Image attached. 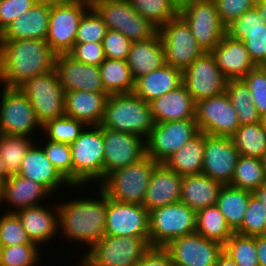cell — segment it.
Instances as JSON below:
<instances>
[{"mask_svg": "<svg viewBox=\"0 0 266 266\" xmlns=\"http://www.w3.org/2000/svg\"><path fill=\"white\" fill-rule=\"evenodd\" d=\"M107 92L74 90L65 92V115L82 121L87 126H99L105 110Z\"/></svg>", "mask_w": 266, "mask_h": 266, "instance_id": "cell-30", "label": "cell"}, {"mask_svg": "<svg viewBox=\"0 0 266 266\" xmlns=\"http://www.w3.org/2000/svg\"><path fill=\"white\" fill-rule=\"evenodd\" d=\"M180 10L184 5L192 2L193 0H170Z\"/></svg>", "mask_w": 266, "mask_h": 266, "instance_id": "cell-61", "label": "cell"}, {"mask_svg": "<svg viewBox=\"0 0 266 266\" xmlns=\"http://www.w3.org/2000/svg\"><path fill=\"white\" fill-rule=\"evenodd\" d=\"M107 30L103 19L91 6L80 20L75 43L102 42Z\"/></svg>", "mask_w": 266, "mask_h": 266, "instance_id": "cell-47", "label": "cell"}, {"mask_svg": "<svg viewBox=\"0 0 266 266\" xmlns=\"http://www.w3.org/2000/svg\"><path fill=\"white\" fill-rule=\"evenodd\" d=\"M242 80L250 90L252 103L266 120V71L256 66Z\"/></svg>", "mask_w": 266, "mask_h": 266, "instance_id": "cell-50", "label": "cell"}, {"mask_svg": "<svg viewBox=\"0 0 266 266\" xmlns=\"http://www.w3.org/2000/svg\"><path fill=\"white\" fill-rule=\"evenodd\" d=\"M158 33L164 45L165 63L182 72L204 53L180 15L163 24Z\"/></svg>", "mask_w": 266, "mask_h": 266, "instance_id": "cell-14", "label": "cell"}, {"mask_svg": "<svg viewBox=\"0 0 266 266\" xmlns=\"http://www.w3.org/2000/svg\"><path fill=\"white\" fill-rule=\"evenodd\" d=\"M52 195L44 186L20 175H11L3 182L2 197L0 204L7 202L6 213H16L22 209L39 205ZM44 199V200H43ZM5 202V203H4Z\"/></svg>", "mask_w": 266, "mask_h": 266, "instance_id": "cell-26", "label": "cell"}, {"mask_svg": "<svg viewBox=\"0 0 266 266\" xmlns=\"http://www.w3.org/2000/svg\"><path fill=\"white\" fill-rule=\"evenodd\" d=\"M226 34L244 42L253 62L260 66L266 60V24L256 7L243 13L226 28Z\"/></svg>", "mask_w": 266, "mask_h": 266, "instance_id": "cell-22", "label": "cell"}, {"mask_svg": "<svg viewBox=\"0 0 266 266\" xmlns=\"http://www.w3.org/2000/svg\"><path fill=\"white\" fill-rule=\"evenodd\" d=\"M255 7L259 12L264 24H266V0H257Z\"/></svg>", "mask_w": 266, "mask_h": 266, "instance_id": "cell-59", "label": "cell"}, {"mask_svg": "<svg viewBox=\"0 0 266 266\" xmlns=\"http://www.w3.org/2000/svg\"><path fill=\"white\" fill-rule=\"evenodd\" d=\"M216 64L228 80L243 79L257 65L253 62L241 40L225 34L211 51Z\"/></svg>", "mask_w": 266, "mask_h": 266, "instance_id": "cell-24", "label": "cell"}, {"mask_svg": "<svg viewBox=\"0 0 266 266\" xmlns=\"http://www.w3.org/2000/svg\"><path fill=\"white\" fill-rule=\"evenodd\" d=\"M99 69L104 90L109 95L134 92L135 80L126 60L106 58Z\"/></svg>", "mask_w": 266, "mask_h": 266, "instance_id": "cell-36", "label": "cell"}, {"mask_svg": "<svg viewBox=\"0 0 266 266\" xmlns=\"http://www.w3.org/2000/svg\"><path fill=\"white\" fill-rule=\"evenodd\" d=\"M195 121L199 132L210 136L232 137L240 127L226 92L197 101Z\"/></svg>", "mask_w": 266, "mask_h": 266, "instance_id": "cell-15", "label": "cell"}, {"mask_svg": "<svg viewBox=\"0 0 266 266\" xmlns=\"http://www.w3.org/2000/svg\"><path fill=\"white\" fill-rule=\"evenodd\" d=\"M182 84V71L168 64L138 78L135 81L134 93L150 103Z\"/></svg>", "mask_w": 266, "mask_h": 266, "instance_id": "cell-33", "label": "cell"}, {"mask_svg": "<svg viewBox=\"0 0 266 266\" xmlns=\"http://www.w3.org/2000/svg\"><path fill=\"white\" fill-rule=\"evenodd\" d=\"M36 142L37 140L26 152L18 175L41 184L51 194L58 193L56 190L64 184L72 188L48 160L41 145Z\"/></svg>", "mask_w": 266, "mask_h": 266, "instance_id": "cell-25", "label": "cell"}, {"mask_svg": "<svg viewBox=\"0 0 266 266\" xmlns=\"http://www.w3.org/2000/svg\"><path fill=\"white\" fill-rule=\"evenodd\" d=\"M223 184L203 173L183 176L181 183L180 202L194 211L214 206Z\"/></svg>", "mask_w": 266, "mask_h": 266, "instance_id": "cell-32", "label": "cell"}, {"mask_svg": "<svg viewBox=\"0 0 266 266\" xmlns=\"http://www.w3.org/2000/svg\"><path fill=\"white\" fill-rule=\"evenodd\" d=\"M56 56L46 40H0V84L19 88L27 80L54 70Z\"/></svg>", "mask_w": 266, "mask_h": 266, "instance_id": "cell-1", "label": "cell"}, {"mask_svg": "<svg viewBox=\"0 0 266 266\" xmlns=\"http://www.w3.org/2000/svg\"><path fill=\"white\" fill-rule=\"evenodd\" d=\"M204 145L205 133L199 132L164 164L182 177L200 174L204 160Z\"/></svg>", "mask_w": 266, "mask_h": 266, "instance_id": "cell-34", "label": "cell"}, {"mask_svg": "<svg viewBox=\"0 0 266 266\" xmlns=\"http://www.w3.org/2000/svg\"><path fill=\"white\" fill-rule=\"evenodd\" d=\"M182 176L158 163L151 174L143 206L150 212L159 207L180 202Z\"/></svg>", "mask_w": 266, "mask_h": 266, "instance_id": "cell-23", "label": "cell"}, {"mask_svg": "<svg viewBox=\"0 0 266 266\" xmlns=\"http://www.w3.org/2000/svg\"><path fill=\"white\" fill-rule=\"evenodd\" d=\"M37 2L38 0H2L0 2V34Z\"/></svg>", "mask_w": 266, "mask_h": 266, "instance_id": "cell-54", "label": "cell"}, {"mask_svg": "<svg viewBox=\"0 0 266 266\" xmlns=\"http://www.w3.org/2000/svg\"><path fill=\"white\" fill-rule=\"evenodd\" d=\"M245 236L266 235V210L256 196H250L241 227L236 231Z\"/></svg>", "mask_w": 266, "mask_h": 266, "instance_id": "cell-48", "label": "cell"}, {"mask_svg": "<svg viewBox=\"0 0 266 266\" xmlns=\"http://www.w3.org/2000/svg\"><path fill=\"white\" fill-rule=\"evenodd\" d=\"M86 127L82 121L64 115L47 121L42 125V131L47 140L71 145Z\"/></svg>", "mask_w": 266, "mask_h": 266, "instance_id": "cell-44", "label": "cell"}, {"mask_svg": "<svg viewBox=\"0 0 266 266\" xmlns=\"http://www.w3.org/2000/svg\"><path fill=\"white\" fill-rule=\"evenodd\" d=\"M33 144L32 137L0 134V157L7 166V178L19 173L23 158Z\"/></svg>", "mask_w": 266, "mask_h": 266, "instance_id": "cell-41", "label": "cell"}, {"mask_svg": "<svg viewBox=\"0 0 266 266\" xmlns=\"http://www.w3.org/2000/svg\"><path fill=\"white\" fill-rule=\"evenodd\" d=\"M196 233L222 245L233 235L224 215L214 205L196 212Z\"/></svg>", "mask_w": 266, "mask_h": 266, "instance_id": "cell-38", "label": "cell"}, {"mask_svg": "<svg viewBox=\"0 0 266 266\" xmlns=\"http://www.w3.org/2000/svg\"><path fill=\"white\" fill-rule=\"evenodd\" d=\"M55 70L65 92L74 90L106 92L99 66L84 64L68 53H60L56 56Z\"/></svg>", "mask_w": 266, "mask_h": 266, "instance_id": "cell-21", "label": "cell"}, {"mask_svg": "<svg viewBox=\"0 0 266 266\" xmlns=\"http://www.w3.org/2000/svg\"><path fill=\"white\" fill-rule=\"evenodd\" d=\"M154 124L150 104L134 92L108 95L101 127L136 134L146 140Z\"/></svg>", "mask_w": 266, "mask_h": 266, "instance_id": "cell-3", "label": "cell"}, {"mask_svg": "<svg viewBox=\"0 0 266 266\" xmlns=\"http://www.w3.org/2000/svg\"><path fill=\"white\" fill-rule=\"evenodd\" d=\"M90 7V0L50 3L46 41L56 54L68 53L73 48L80 20Z\"/></svg>", "mask_w": 266, "mask_h": 266, "instance_id": "cell-8", "label": "cell"}, {"mask_svg": "<svg viewBox=\"0 0 266 266\" xmlns=\"http://www.w3.org/2000/svg\"><path fill=\"white\" fill-rule=\"evenodd\" d=\"M0 179L4 182L7 179V166L0 157Z\"/></svg>", "mask_w": 266, "mask_h": 266, "instance_id": "cell-60", "label": "cell"}, {"mask_svg": "<svg viewBox=\"0 0 266 266\" xmlns=\"http://www.w3.org/2000/svg\"><path fill=\"white\" fill-rule=\"evenodd\" d=\"M239 156L231 137L205 134L202 173L223 185L230 184Z\"/></svg>", "mask_w": 266, "mask_h": 266, "instance_id": "cell-20", "label": "cell"}, {"mask_svg": "<svg viewBox=\"0 0 266 266\" xmlns=\"http://www.w3.org/2000/svg\"><path fill=\"white\" fill-rule=\"evenodd\" d=\"M215 266H238L226 253H222Z\"/></svg>", "mask_w": 266, "mask_h": 266, "instance_id": "cell-58", "label": "cell"}, {"mask_svg": "<svg viewBox=\"0 0 266 266\" xmlns=\"http://www.w3.org/2000/svg\"><path fill=\"white\" fill-rule=\"evenodd\" d=\"M223 252L238 266H259L256 236H245L234 232L223 245Z\"/></svg>", "mask_w": 266, "mask_h": 266, "instance_id": "cell-43", "label": "cell"}, {"mask_svg": "<svg viewBox=\"0 0 266 266\" xmlns=\"http://www.w3.org/2000/svg\"><path fill=\"white\" fill-rule=\"evenodd\" d=\"M126 62L135 81L166 64L164 45L159 33L148 40L132 42Z\"/></svg>", "mask_w": 266, "mask_h": 266, "instance_id": "cell-31", "label": "cell"}, {"mask_svg": "<svg viewBox=\"0 0 266 266\" xmlns=\"http://www.w3.org/2000/svg\"><path fill=\"white\" fill-rule=\"evenodd\" d=\"M204 52H211L226 34L214 0H193L179 10Z\"/></svg>", "mask_w": 266, "mask_h": 266, "instance_id": "cell-13", "label": "cell"}, {"mask_svg": "<svg viewBox=\"0 0 266 266\" xmlns=\"http://www.w3.org/2000/svg\"><path fill=\"white\" fill-rule=\"evenodd\" d=\"M132 42L122 33L108 29L102 41L104 54L109 59L126 60L130 52Z\"/></svg>", "mask_w": 266, "mask_h": 266, "instance_id": "cell-52", "label": "cell"}, {"mask_svg": "<svg viewBox=\"0 0 266 266\" xmlns=\"http://www.w3.org/2000/svg\"><path fill=\"white\" fill-rule=\"evenodd\" d=\"M98 190L100 200L81 197L57 205L61 234L90 248L105 236L107 196Z\"/></svg>", "mask_w": 266, "mask_h": 266, "instance_id": "cell-2", "label": "cell"}, {"mask_svg": "<svg viewBox=\"0 0 266 266\" xmlns=\"http://www.w3.org/2000/svg\"><path fill=\"white\" fill-rule=\"evenodd\" d=\"M19 89L27 96L42 125L65 115V91L55 69L27 80Z\"/></svg>", "mask_w": 266, "mask_h": 266, "instance_id": "cell-10", "label": "cell"}, {"mask_svg": "<svg viewBox=\"0 0 266 266\" xmlns=\"http://www.w3.org/2000/svg\"><path fill=\"white\" fill-rule=\"evenodd\" d=\"M105 235L149 239V211L143 205L107 197Z\"/></svg>", "mask_w": 266, "mask_h": 266, "instance_id": "cell-17", "label": "cell"}, {"mask_svg": "<svg viewBox=\"0 0 266 266\" xmlns=\"http://www.w3.org/2000/svg\"><path fill=\"white\" fill-rule=\"evenodd\" d=\"M73 164V189L104 179V141L102 127L87 126L70 145ZM96 180V181H94Z\"/></svg>", "mask_w": 266, "mask_h": 266, "instance_id": "cell-4", "label": "cell"}, {"mask_svg": "<svg viewBox=\"0 0 266 266\" xmlns=\"http://www.w3.org/2000/svg\"><path fill=\"white\" fill-rule=\"evenodd\" d=\"M136 266H174L164 247H151Z\"/></svg>", "mask_w": 266, "mask_h": 266, "instance_id": "cell-55", "label": "cell"}, {"mask_svg": "<svg viewBox=\"0 0 266 266\" xmlns=\"http://www.w3.org/2000/svg\"><path fill=\"white\" fill-rule=\"evenodd\" d=\"M252 194L250 191L229 184L222 186L216 206L233 232L241 227Z\"/></svg>", "mask_w": 266, "mask_h": 266, "instance_id": "cell-35", "label": "cell"}, {"mask_svg": "<svg viewBox=\"0 0 266 266\" xmlns=\"http://www.w3.org/2000/svg\"><path fill=\"white\" fill-rule=\"evenodd\" d=\"M259 266H266V235L256 236Z\"/></svg>", "mask_w": 266, "mask_h": 266, "instance_id": "cell-56", "label": "cell"}, {"mask_svg": "<svg viewBox=\"0 0 266 266\" xmlns=\"http://www.w3.org/2000/svg\"><path fill=\"white\" fill-rule=\"evenodd\" d=\"M176 266H215L223 245L198 233L171 240L164 247Z\"/></svg>", "mask_w": 266, "mask_h": 266, "instance_id": "cell-18", "label": "cell"}, {"mask_svg": "<svg viewBox=\"0 0 266 266\" xmlns=\"http://www.w3.org/2000/svg\"><path fill=\"white\" fill-rule=\"evenodd\" d=\"M151 247L149 239L105 235L78 262L79 266H136Z\"/></svg>", "mask_w": 266, "mask_h": 266, "instance_id": "cell-6", "label": "cell"}, {"mask_svg": "<svg viewBox=\"0 0 266 266\" xmlns=\"http://www.w3.org/2000/svg\"><path fill=\"white\" fill-rule=\"evenodd\" d=\"M253 195L257 197L261 204L264 205L266 210V184L260 185L254 192Z\"/></svg>", "mask_w": 266, "mask_h": 266, "instance_id": "cell-57", "label": "cell"}, {"mask_svg": "<svg viewBox=\"0 0 266 266\" xmlns=\"http://www.w3.org/2000/svg\"><path fill=\"white\" fill-rule=\"evenodd\" d=\"M225 92L232 103L240 125L265 121L252 103L250 90L242 79L228 80Z\"/></svg>", "mask_w": 266, "mask_h": 266, "instance_id": "cell-39", "label": "cell"}, {"mask_svg": "<svg viewBox=\"0 0 266 266\" xmlns=\"http://www.w3.org/2000/svg\"><path fill=\"white\" fill-rule=\"evenodd\" d=\"M68 54L77 61L95 66L106 59L102 42L75 43Z\"/></svg>", "mask_w": 266, "mask_h": 266, "instance_id": "cell-53", "label": "cell"}, {"mask_svg": "<svg viewBox=\"0 0 266 266\" xmlns=\"http://www.w3.org/2000/svg\"><path fill=\"white\" fill-rule=\"evenodd\" d=\"M260 66L266 71V60Z\"/></svg>", "mask_w": 266, "mask_h": 266, "instance_id": "cell-65", "label": "cell"}, {"mask_svg": "<svg viewBox=\"0 0 266 266\" xmlns=\"http://www.w3.org/2000/svg\"><path fill=\"white\" fill-rule=\"evenodd\" d=\"M198 133L195 119L155 123L145 140L146 155L164 163Z\"/></svg>", "mask_w": 266, "mask_h": 266, "instance_id": "cell-12", "label": "cell"}, {"mask_svg": "<svg viewBox=\"0 0 266 266\" xmlns=\"http://www.w3.org/2000/svg\"><path fill=\"white\" fill-rule=\"evenodd\" d=\"M128 2L157 29L179 15V9L170 0H128Z\"/></svg>", "mask_w": 266, "mask_h": 266, "instance_id": "cell-42", "label": "cell"}, {"mask_svg": "<svg viewBox=\"0 0 266 266\" xmlns=\"http://www.w3.org/2000/svg\"><path fill=\"white\" fill-rule=\"evenodd\" d=\"M41 146L46 153L48 160L58 173L73 187V164L71 146L52 140H46Z\"/></svg>", "mask_w": 266, "mask_h": 266, "instance_id": "cell-46", "label": "cell"}, {"mask_svg": "<svg viewBox=\"0 0 266 266\" xmlns=\"http://www.w3.org/2000/svg\"><path fill=\"white\" fill-rule=\"evenodd\" d=\"M40 249L37 244L0 247V266H38Z\"/></svg>", "mask_w": 266, "mask_h": 266, "instance_id": "cell-45", "label": "cell"}, {"mask_svg": "<svg viewBox=\"0 0 266 266\" xmlns=\"http://www.w3.org/2000/svg\"><path fill=\"white\" fill-rule=\"evenodd\" d=\"M221 23L227 28L243 13L255 7L257 0H214Z\"/></svg>", "mask_w": 266, "mask_h": 266, "instance_id": "cell-51", "label": "cell"}, {"mask_svg": "<svg viewBox=\"0 0 266 266\" xmlns=\"http://www.w3.org/2000/svg\"><path fill=\"white\" fill-rule=\"evenodd\" d=\"M157 164L145 155L139 161L107 175L98 187L112 200L142 205L151 174Z\"/></svg>", "mask_w": 266, "mask_h": 266, "instance_id": "cell-5", "label": "cell"}, {"mask_svg": "<svg viewBox=\"0 0 266 266\" xmlns=\"http://www.w3.org/2000/svg\"><path fill=\"white\" fill-rule=\"evenodd\" d=\"M262 164H263V169L265 171V176H266V154L261 158Z\"/></svg>", "mask_w": 266, "mask_h": 266, "instance_id": "cell-62", "label": "cell"}, {"mask_svg": "<svg viewBox=\"0 0 266 266\" xmlns=\"http://www.w3.org/2000/svg\"><path fill=\"white\" fill-rule=\"evenodd\" d=\"M38 1L56 3V2H63V1H69V0H38Z\"/></svg>", "mask_w": 266, "mask_h": 266, "instance_id": "cell-63", "label": "cell"}, {"mask_svg": "<svg viewBox=\"0 0 266 266\" xmlns=\"http://www.w3.org/2000/svg\"><path fill=\"white\" fill-rule=\"evenodd\" d=\"M31 206L15 214L20 219L24 230L32 243L40 245L47 244L59 233L57 205L52 209L43 205Z\"/></svg>", "mask_w": 266, "mask_h": 266, "instance_id": "cell-27", "label": "cell"}, {"mask_svg": "<svg viewBox=\"0 0 266 266\" xmlns=\"http://www.w3.org/2000/svg\"><path fill=\"white\" fill-rule=\"evenodd\" d=\"M227 82L211 52H204L182 72V83L195 102L224 93Z\"/></svg>", "mask_w": 266, "mask_h": 266, "instance_id": "cell-16", "label": "cell"}, {"mask_svg": "<svg viewBox=\"0 0 266 266\" xmlns=\"http://www.w3.org/2000/svg\"><path fill=\"white\" fill-rule=\"evenodd\" d=\"M32 243L15 213L0 216V247Z\"/></svg>", "mask_w": 266, "mask_h": 266, "instance_id": "cell-49", "label": "cell"}, {"mask_svg": "<svg viewBox=\"0 0 266 266\" xmlns=\"http://www.w3.org/2000/svg\"><path fill=\"white\" fill-rule=\"evenodd\" d=\"M2 188H3V181L0 179V201H1V197H2ZM2 205H0L1 207Z\"/></svg>", "mask_w": 266, "mask_h": 266, "instance_id": "cell-64", "label": "cell"}, {"mask_svg": "<svg viewBox=\"0 0 266 266\" xmlns=\"http://www.w3.org/2000/svg\"><path fill=\"white\" fill-rule=\"evenodd\" d=\"M50 15V2L38 1L32 8L15 19L0 34V40H46Z\"/></svg>", "mask_w": 266, "mask_h": 266, "instance_id": "cell-28", "label": "cell"}, {"mask_svg": "<svg viewBox=\"0 0 266 266\" xmlns=\"http://www.w3.org/2000/svg\"><path fill=\"white\" fill-rule=\"evenodd\" d=\"M195 231L196 211L182 202L149 212V241L152 247H165L171 240Z\"/></svg>", "mask_w": 266, "mask_h": 266, "instance_id": "cell-7", "label": "cell"}, {"mask_svg": "<svg viewBox=\"0 0 266 266\" xmlns=\"http://www.w3.org/2000/svg\"><path fill=\"white\" fill-rule=\"evenodd\" d=\"M104 178L113 171L135 163L146 155L145 139L130 133L102 127Z\"/></svg>", "mask_w": 266, "mask_h": 266, "instance_id": "cell-19", "label": "cell"}, {"mask_svg": "<svg viewBox=\"0 0 266 266\" xmlns=\"http://www.w3.org/2000/svg\"><path fill=\"white\" fill-rule=\"evenodd\" d=\"M1 87L0 134L30 137L36 129L43 132L27 96L19 88Z\"/></svg>", "mask_w": 266, "mask_h": 266, "instance_id": "cell-11", "label": "cell"}, {"mask_svg": "<svg viewBox=\"0 0 266 266\" xmlns=\"http://www.w3.org/2000/svg\"><path fill=\"white\" fill-rule=\"evenodd\" d=\"M149 104L155 123L195 119L196 102L183 83Z\"/></svg>", "mask_w": 266, "mask_h": 266, "instance_id": "cell-29", "label": "cell"}, {"mask_svg": "<svg viewBox=\"0 0 266 266\" xmlns=\"http://www.w3.org/2000/svg\"><path fill=\"white\" fill-rule=\"evenodd\" d=\"M108 29L122 33L131 42L145 41L158 29L136 12L128 0H90Z\"/></svg>", "mask_w": 266, "mask_h": 266, "instance_id": "cell-9", "label": "cell"}, {"mask_svg": "<svg viewBox=\"0 0 266 266\" xmlns=\"http://www.w3.org/2000/svg\"><path fill=\"white\" fill-rule=\"evenodd\" d=\"M263 184H266V176L262 160L240 155L229 185L253 193Z\"/></svg>", "mask_w": 266, "mask_h": 266, "instance_id": "cell-40", "label": "cell"}, {"mask_svg": "<svg viewBox=\"0 0 266 266\" xmlns=\"http://www.w3.org/2000/svg\"><path fill=\"white\" fill-rule=\"evenodd\" d=\"M231 139L240 155L261 159L266 154V122L240 125Z\"/></svg>", "mask_w": 266, "mask_h": 266, "instance_id": "cell-37", "label": "cell"}]
</instances>
